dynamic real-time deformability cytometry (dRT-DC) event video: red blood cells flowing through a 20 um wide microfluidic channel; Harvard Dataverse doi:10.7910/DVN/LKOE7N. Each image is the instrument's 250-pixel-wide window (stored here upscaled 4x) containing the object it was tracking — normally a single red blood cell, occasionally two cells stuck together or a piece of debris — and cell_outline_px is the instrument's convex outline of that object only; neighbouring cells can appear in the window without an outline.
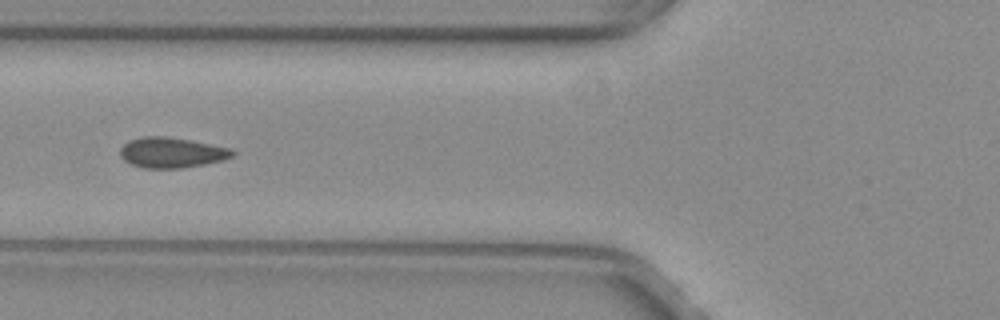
{"species": "common noctule bat (a hibernating species)", "species_latin": "Nyctalus noctula", "temperature_condition": "warm", "stored_images_in_passage": 37, "camera_frame_rate_fps": 3000, "um_per_image_px": 0.085, "animal": {"sex": "female", "body_mass_g": 29.2, "forearm_length_mm": 56.3}, "frame": {"image": 1, "passage_image": 6, "time_ms": 1.667, "image_size_px": [1000, 320], "cell_outline_px": [[236, 152], [232, 156], [224, 160], [204, 164], [180, 168], [144, 168], [132, 164], [124, 160], [120, 156], [120, 148], [128, 140], [144, 136], [164, 136], [188, 140], [232, 148]], "centroid_in_image_um": [14.58, 12.97], "position_along_channel_um": 111.2, "area_um2": 19.83}}
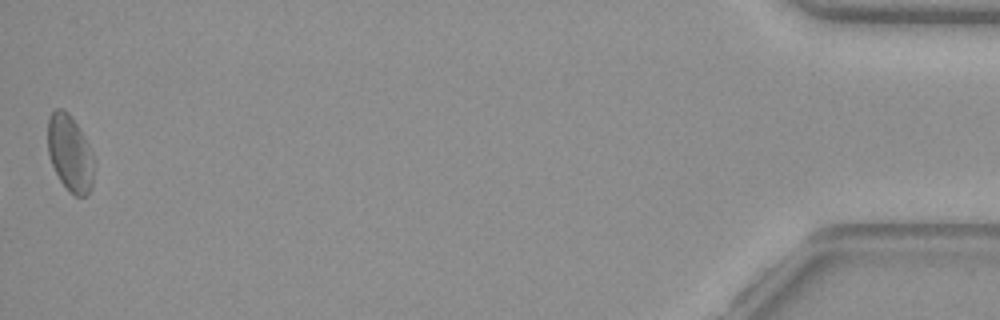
{"frame": {"image": 2, "passage_image": 37, "time_ms": 12.0, "image_size_px": [1000, 320], "cell_outline_px": [[92, 188], [88, 196], [76, 196], [68, 192], [60, 180], [52, 164], [48, 152], [48, 116], [56, 108], [64, 108], [72, 116], [88, 144], [92, 156]], "centroid_in_image_um": [5.93, 13.02], "position_along_channel_um": 429.3, "area_um2": 20.46}, "authors_computed_cell_mechanics": {"area_um2": 19.5942, "velocity_mm_per_s": 4.0101, "shape_relaxation_time_tau1_ms": 9.2955, "shape_relaxation_time_tau2_ms": null, "deformation_change_tau1": 0.1486, "deformation_change_tau2": null}}